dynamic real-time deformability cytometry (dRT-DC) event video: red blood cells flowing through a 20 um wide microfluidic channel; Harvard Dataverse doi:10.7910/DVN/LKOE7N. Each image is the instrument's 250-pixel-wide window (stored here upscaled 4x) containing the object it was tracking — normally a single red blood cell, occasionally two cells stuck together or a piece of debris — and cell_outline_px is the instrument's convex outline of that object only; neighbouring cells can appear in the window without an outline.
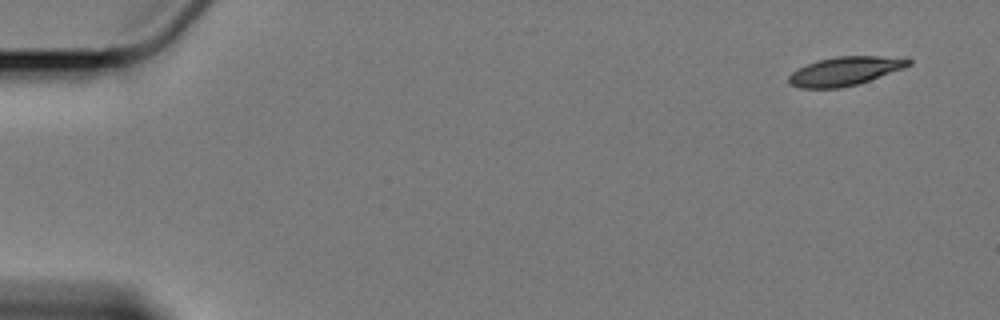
{"species": "Egyptian fruit bat (a non-hibernating species)", "species_latin": "Rousettus aegyptiacus", "temperature_condition": "cold", "stored_images_in_passage": 8, "camera_frame_rate_fps": 3000, "um_per_image_px": 0.085, "animal": {"sex": "female"}, "frame": {"image": 1, "passage_image": 1, "time_ms": 0.0, "image_size_px": [1000, 320], "cell_outline_px": [[912, 64], [904, 68], [856, 84], [840, 88], [800, 88], [788, 84], [788, 76], [792, 72], [816, 60], [836, 56], [908, 56], [912, 60]], "centroid_in_image_um": [71.87, 6.02], "position_along_channel_um": 13.1, "area_um2": 20.23}}
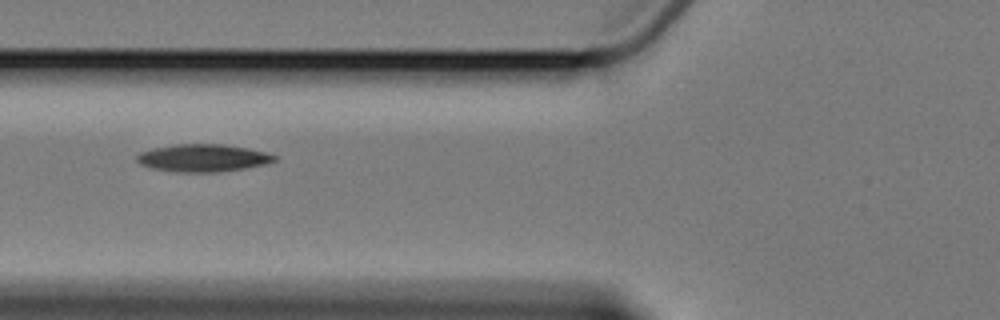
{"frame": {"image": 2, "passage_image": 6, "time_ms": 6.667, "image_size_px": [1000, 320], "cell_outline_px": [[280, 160], [268, 164], [248, 168], [220, 172], [176, 172], [152, 168], [140, 164], [136, 160], [136, 156], [140, 152], [152, 148], [172, 144], [224, 144], [248, 148], [268, 152], [280, 156]], "centroid_in_image_um": [17.34, 13.42], "position_along_channel_um": 108.5, "area_um2": 22.66}}
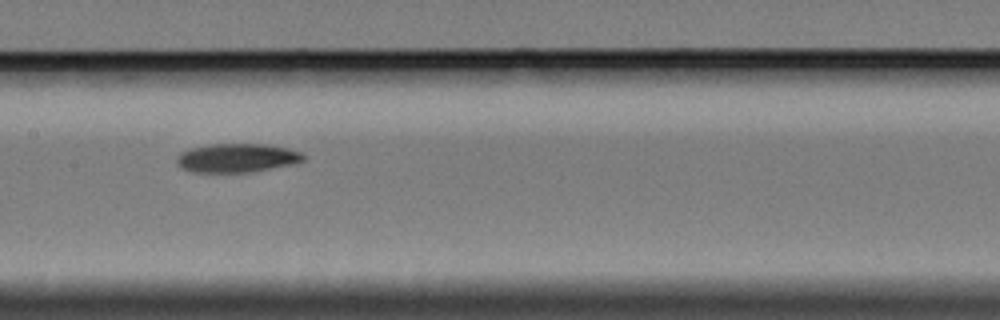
{"frame": {"image": 3, "passage_image": 8, "time_ms": 9.0, "image_size_px": [1000, 320], "cell_outline_px": [[308, 156], [304, 160], [292, 164], [252, 172], [192, 172], [180, 168], [176, 164], [176, 156], [180, 152], [192, 148], [212, 144], [264, 144], [288, 148], [300, 152]], "centroid_in_image_um": [20.12, 13.43], "position_along_channel_um": 187.3, "area_um2": 21.39}}